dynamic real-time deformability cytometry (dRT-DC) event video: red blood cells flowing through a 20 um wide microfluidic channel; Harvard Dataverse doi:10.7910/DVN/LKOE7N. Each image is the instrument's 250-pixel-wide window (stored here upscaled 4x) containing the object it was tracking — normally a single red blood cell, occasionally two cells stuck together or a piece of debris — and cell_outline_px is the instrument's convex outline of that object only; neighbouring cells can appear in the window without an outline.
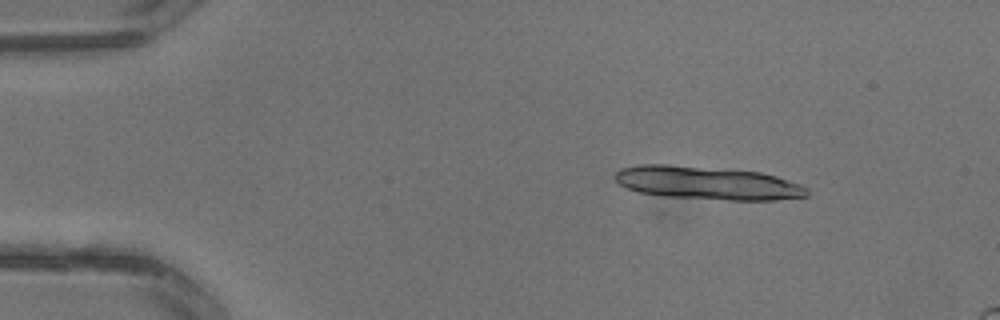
{"species": "common noctule bat (a hibernating species)", "species_latin": "Nyctalus noctula", "temperature_condition": "warm", "stored_images_in_passage": 3, "camera_frame_rate_fps": 3000, "um_per_image_px": 0.085, "animal": {"sex": "male", "body_mass_g": 13.3}, "frame": {"image": 1, "passage_image": 1, "time_ms": 0.0, "image_size_px": [1000, 320], "cell_outline_px": [[808, 196], [772, 200], [728, 200], [664, 196], [640, 192], [628, 188], [620, 184], [616, 180], [616, 172], [620, 168], [640, 164], [664, 164], [760, 172], [776, 176], [800, 184], [808, 188]], "centroid_in_image_um": [60.14, 15.55], "position_along_channel_um": 24.9, "area_um2": 36.82}}